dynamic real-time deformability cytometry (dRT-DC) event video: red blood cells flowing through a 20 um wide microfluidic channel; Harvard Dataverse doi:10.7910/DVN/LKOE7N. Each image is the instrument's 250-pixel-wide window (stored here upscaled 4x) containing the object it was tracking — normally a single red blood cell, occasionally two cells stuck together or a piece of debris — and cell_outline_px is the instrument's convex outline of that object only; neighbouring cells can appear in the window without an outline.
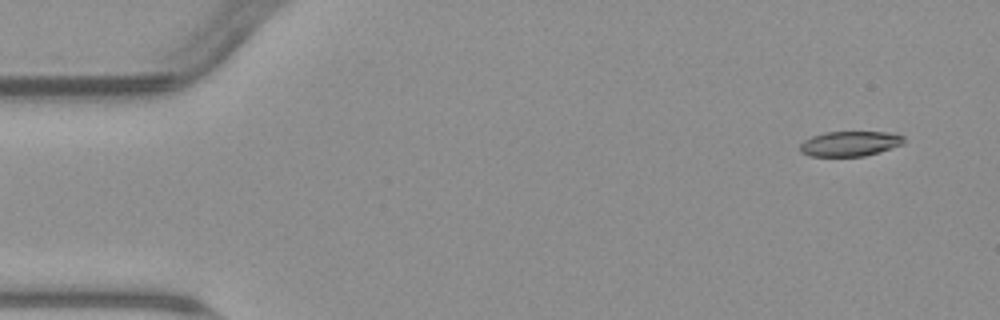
{"species": "common noctule bat (a hibernating species)", "species_latin": "Nyctalus noctula", "temperature_condition": "warm", "stored_images_in_passage": 4, "camera_frame_rate_fps": 3000, "um_per_image_px": 0.085, "animal": {"sex": "male", "body_mass_g": 23.1, "forearm_length_mm": 52.7}, "frame": {"image": 1, "passage_image": 1, "time_ms": 0.0, "image_size_px": [1000, 320], "cell_outline_px": [[904, 144], [880, 152], [864, 156], [808, 156], [800, 152], [800, 144], [804, 140], [812, 136], [824, 132], [888, 132], [904, 136]], "centroid_in_image_um": [72.24, 12.21], "position_along_channel_um": 12.8, "area_um2": 15.26}}
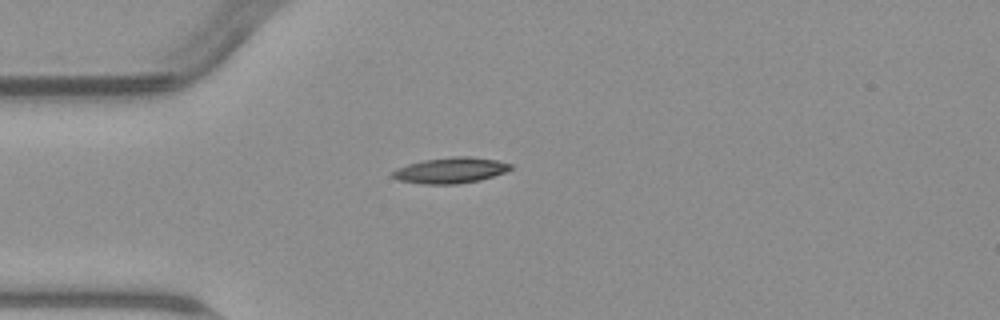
{"frame": {"image": 2, "passage_image": 4, "time_ms": 3.667, "image_size_px": [1000, 320], "cell_outline_px": [[512, 168], [504, 172], [480, 180], [456, 184], [424, 184], [396, 180], [392, 176], [392, 172], [396, 168], [420, 160], [452, 156], [468, 156], [496, 160], [512, 164]], "centroid_in_image_um": [38.25, 14.47], "position_along_channel_um": 46.7, "area_um2": 17.8}}